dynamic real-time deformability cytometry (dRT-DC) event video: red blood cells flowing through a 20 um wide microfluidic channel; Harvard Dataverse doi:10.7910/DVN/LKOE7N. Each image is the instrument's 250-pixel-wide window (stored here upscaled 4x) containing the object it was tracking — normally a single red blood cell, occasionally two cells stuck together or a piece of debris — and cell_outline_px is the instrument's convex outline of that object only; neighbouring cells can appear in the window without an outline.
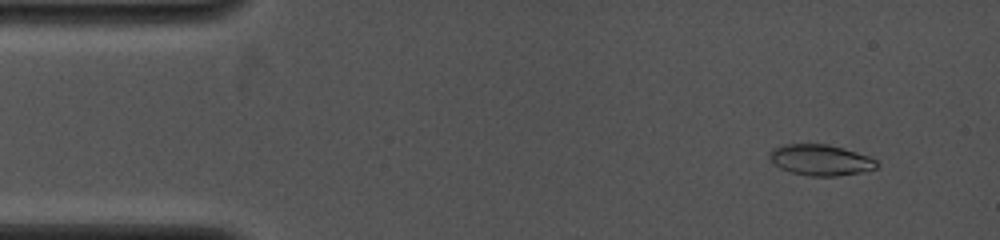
{"species": "common noctule bat (a hibernating species)", "species_latin": "Nyctalus noctula", "temperature_condition": "cold", "stored_images_in_passage": 48, "camera_frame_rate_fps": 4000, "um_per_image_px": 0.085, "animal": {"sex": "female", "body_mass_g": 19.0, "forearm_length_mm": 53.3}, "frame": {"image": 1, "passage_image": 4, "time_ms": 1.0, "image_size_px": [1000, 240], "cell_outline_px": [[880, 164], [876, 168], [860, 172], [836, 176], [808, 176], [792, 172], [780, 168], [768, 156], [768, 152], [784, 144], [828, 144], [844, 148], [868, 156], [876, 160]], "centroid_in_image_um": [69.76, 13.6], "position_along_channel_um": 15.2, "area_um2": 19.19}}
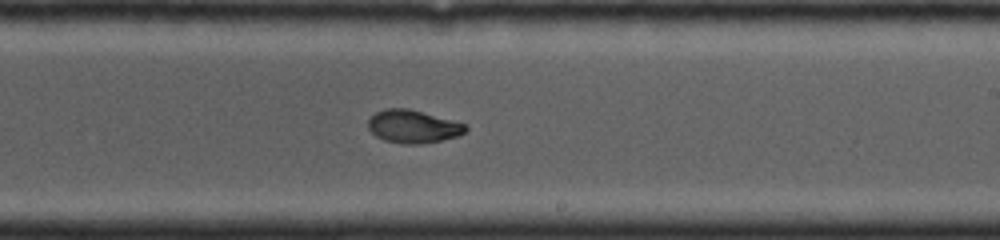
{"frame": {"image": 2, "passage_image": 28, "time_ms": 8.75, "image_size_px": [1000, 240], "cell_outline_px": [[468, 128], [464, 132], [456, 136], [440, 140], [420, 144], [404, 144], [384, 140], [376, 136], [368, 128], [368, 120], [376, 112], [384, 108], [408, 108], [468, 124]], "centroid_in_image_um": [35.1, 10.74], "position_along_channel_um": 253.9, "area_um2": 18.67}}
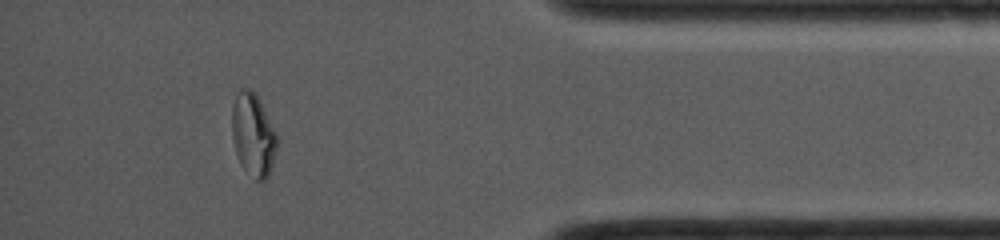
{"frame": {"image": 3, "passage_image": 43, "time_ms": 13.0, "image_size_px": [1000, 240], "cell_outline_px": [[276, 148], [272, 164], [268, 176], [264, 180], [256, 180], [240, 164], [236, 152], [232, 136], [232, 104], [236, 92], [240, 88], [248, 88], [256, 92], [276, 132]], "centroid_in_image_um": [21.49, 11.4], "position_along_channel_um": 413.7, "area_um2": 21.68}}